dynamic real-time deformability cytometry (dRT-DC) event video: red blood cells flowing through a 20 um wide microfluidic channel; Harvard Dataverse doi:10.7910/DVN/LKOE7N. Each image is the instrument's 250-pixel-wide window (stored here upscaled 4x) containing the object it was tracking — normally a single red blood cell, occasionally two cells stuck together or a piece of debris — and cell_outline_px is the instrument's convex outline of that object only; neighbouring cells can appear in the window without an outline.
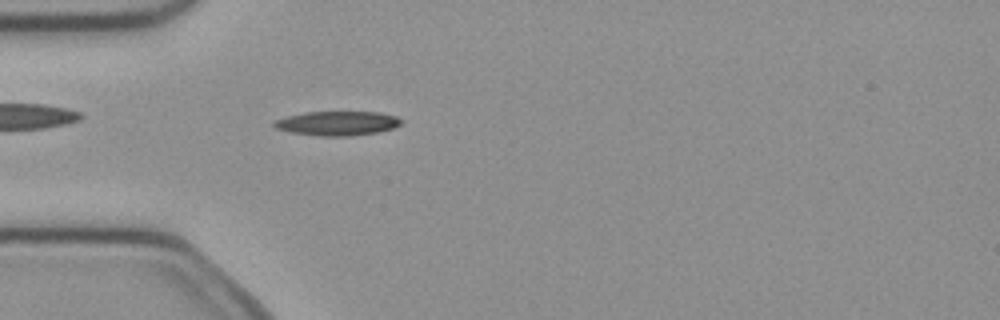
{"species": "common noctule bat (a hibernating species)", "species_latin": "Nyctalus noctula", "temperature_condition": "cold", "stored_images_in_passage": 5, "camera_frame_rate_fps": 3000, "um_per_image_px": 0.085, "animal": {"sex": "female", "body_mass_g": 21.9}, "frame": {"image": 1, "passage_image": 5, "time_ms": 1.333, "image_size_px": [1000, 320], "cell_outline_px": [[404, 120], [400, 124], [392, 128], [376, 132], [352, 136], [320, 136], [292, 132], [276, 128], [272, 124], [272, 120], [304, 112], [380, 112], [396, 116]], "centroid_in_image_um": [28.66, 10.47], "position_along_channel_um": 56.3, "area_um2": 17.98}}